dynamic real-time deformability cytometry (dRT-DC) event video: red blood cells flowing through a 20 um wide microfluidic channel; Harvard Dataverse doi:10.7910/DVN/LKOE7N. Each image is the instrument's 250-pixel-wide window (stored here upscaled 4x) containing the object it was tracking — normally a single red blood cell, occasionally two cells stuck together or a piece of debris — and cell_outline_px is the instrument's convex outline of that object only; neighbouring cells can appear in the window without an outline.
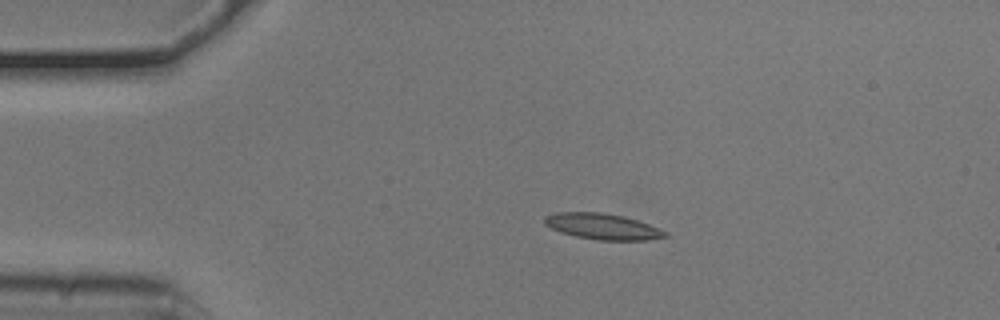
{"species": "common noctule bat (a hibernating species)", "species_latin": "Nyctalus noctula", "temperature_condition": "cold", "stored_images_in_passage": 53, "camera_frame_rate_fps": 3000, "um_per_image_px": 0.085, "animal": {"sex": "male", "body_mass_g": 20.5, "forearm_length_mm": 52.5}, "frame": {"image": 1, "passage_image": 10, "time_ms": 3.0, "image_size_px": [1000, 320], "cell_outline_px": [[668, 236], [648, 240], [596, 240], [576, 236], [552, 228], [544, 224], [544, 216], [556, 212], [604, 212], [624, 216], [648, 224], [668, 232]], "centroid_in_image_um": [51.22, 19.24], "position_along_channel_um": 33.8, "area_um2": 18.15}}
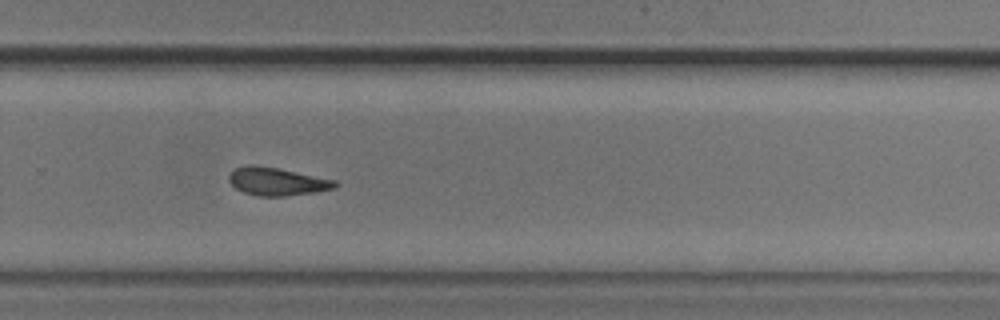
{"frame": {"image": 2, "passage_image": 35, "time_ms": 11.333, "image_size_px": [1000, 320], "cell_outline_px": [[340, 184], [336, 188], [316, 192], [284, 196], [256, 196], [244, 192], [236, 188], [228, 180], [228, 176], [236, 168], [248, 164], [256, 164], [336, 180]], "centroid_in_image_um": [23.56, 15.43], "position_along_channel_um": 306.2, "area_um2": 17.28}}
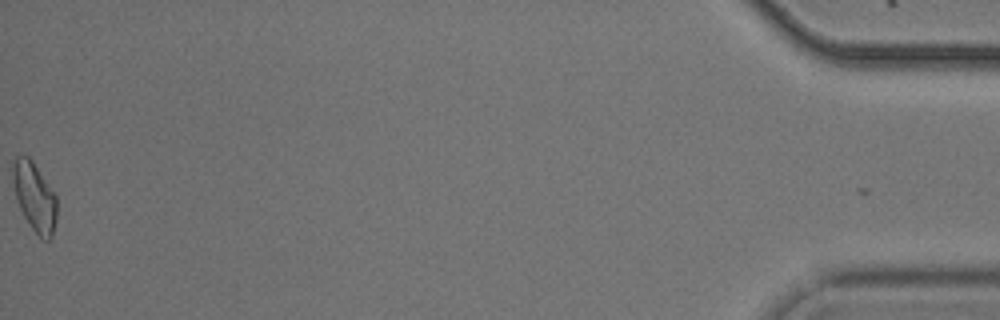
{"frame": {"image": 3, "passage_image": 53, "time_ms": 17.333, "image_size_px": [1000, 320], "cell_outline_px": [[56, 220], [52, 240], [44, 240], [32, 228], [24, 216], [16, 200], [12, 176], [12, 164], [16, 156], [28, 156], [32, 160], [56, 196]], "centroid_in_image_um": [2.93, 16.74], "position_along_channel_um": 432.3, "area_um2": 17.51}, "authors_computed_cell_mechanics": {"area_um2": 17.34, "velocity_mm_per_s": 3.7629, "shape_relaxation_time_tau1_ms": null, "shape_relaxation_time_tau2_ms": 9.8347, "deformation_change_tau1": null, "deformation_change_tau2": 0.2063}}